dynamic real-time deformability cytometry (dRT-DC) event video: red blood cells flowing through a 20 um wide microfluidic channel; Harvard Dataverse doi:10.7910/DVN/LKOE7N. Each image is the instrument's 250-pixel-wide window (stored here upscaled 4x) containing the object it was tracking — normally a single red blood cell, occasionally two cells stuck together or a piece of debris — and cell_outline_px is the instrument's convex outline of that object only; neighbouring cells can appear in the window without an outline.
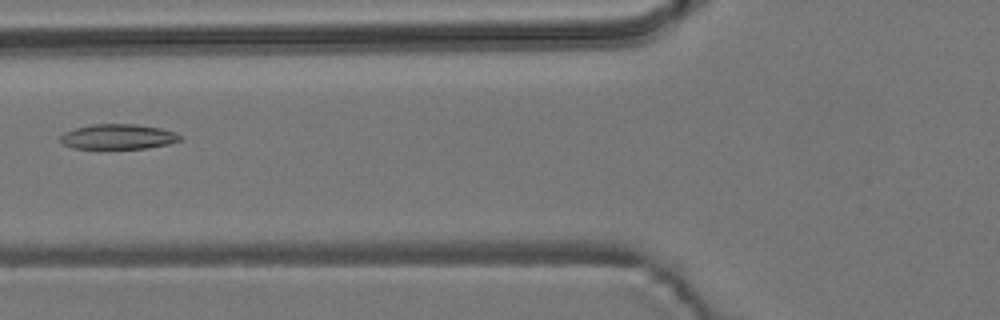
{"species": "common noctule bat (a hibernating species)", "species_latin": "Nyctalus noctula", "temperature_condition": "room temperature", "stored_images_in_passage": 2, "camera_frame_rate_fps": 3000, "um_per_image_px": 0.085, "animal": {"sex": "male", "body_mass_g": 19.2, "forearm_length_mm": 51.8}, "frame": {"image": 1, "passage_image": 2, "time_ms": 1.0, "image_size_px": [1000, 320], "cell_outline_px": [[184, 140], [168, 144], [144, 148], [72, 148], [64, 144], [60, 140], [60, 136], [64, 132], [76, 128], [92, 124], [136, 124], [160, 128], [172, 132], [180, 136]], "centroid_in_image_um": [10.03, 11.61], "position_along_channel_um": 115.8, "area_um2": 17.28}}